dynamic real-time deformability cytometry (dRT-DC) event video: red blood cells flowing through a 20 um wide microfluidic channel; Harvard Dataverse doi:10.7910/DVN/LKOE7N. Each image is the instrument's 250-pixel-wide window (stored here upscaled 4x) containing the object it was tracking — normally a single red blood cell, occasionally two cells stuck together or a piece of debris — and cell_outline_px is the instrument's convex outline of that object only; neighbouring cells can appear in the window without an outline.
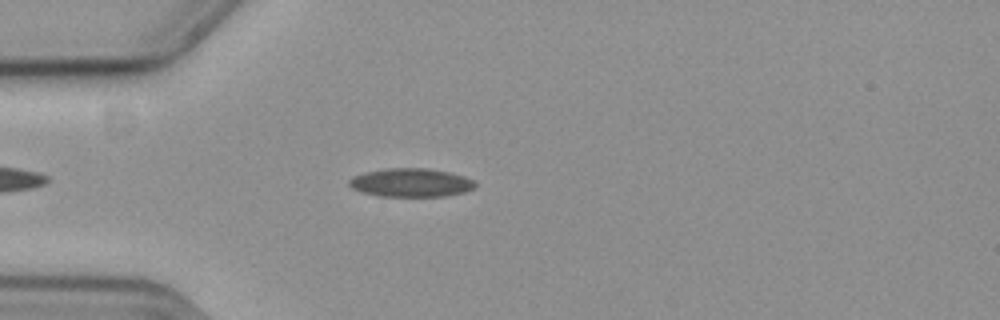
{"species": "common noctule bat (a hibernating species)", "species_latin": "Nyctalus noctula", "temperature_condition": "cold", "stored_images_in_passage": 42, "camera_frame_rate_fps": 3000, "um_per_image_px": 0.085, "animal": {"sex": "female", "body_mass_g": 19.3, "forearm_length_mm": 54.1}, "frame": {"image": 1, "passage_image": 7, "time_ms": 2.0, "image_size_px": [1000, 320], "cell_outline_px": [[476, 184], [472, 188], [464, 192], [444, 196], [380, 196], [364, 192], [352, 188], [348, 184], [348, 180], [356, 176], [368, 172], [388, 168], [428, 168], [448, 172], [464, 176], [472, 180]], "centroid_in_image_um": [34.94, 15.52], "position_along_channel_um": 50.1, "area_um2": 20.58}}
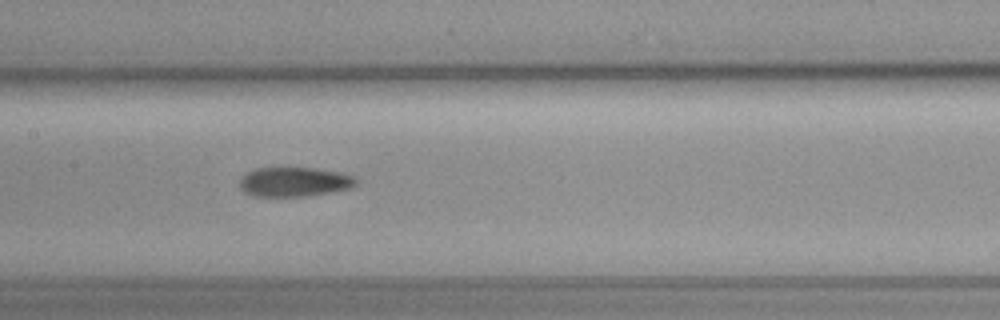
{"frame": {"image": 2, "passage_image": 19, "time_ms": 6.0, "image_size_px": [1000, 320], "cell_outline_px": [[356, 184], [348, 188], [308, 196], [252, 196], [244, 192], [240, 188], [240, 180], [248, 172], [256, 168], [312, 168], [340, 172], [352, 176], [356, 180]], "centroid_in_image_um": [24.98, 15.46], "position_along_channel_um": 182.4, "area_um2": 19.65}}
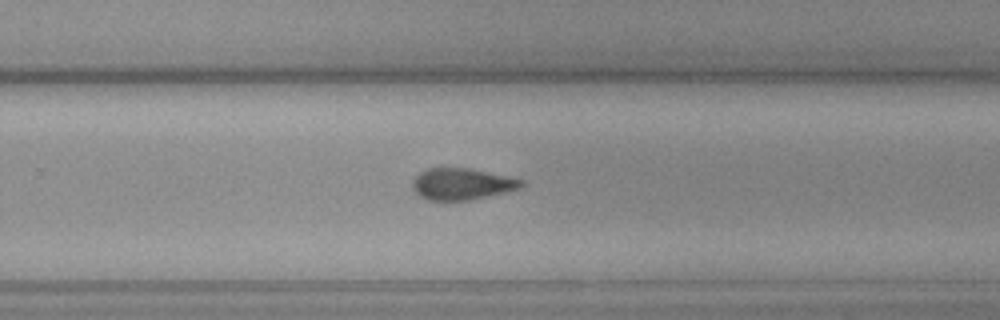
{"frame": {"image": 3, "passage_image": 28, "time_ms": 9.0, "image_size_px": [1000, 320], "cell_outline_px": [[524, 184], [520, 188], [472, 200], [428, 200], [420, 196], [416, 192], [412, 184], [412, 180], [420, 172], [428, 168], [468, 168], [508, 176], [524, 180]], "centroid_in_image_um": [39.26, 15.64], "position_along_channel_um": 290.5, "area_um2": 19.88}}